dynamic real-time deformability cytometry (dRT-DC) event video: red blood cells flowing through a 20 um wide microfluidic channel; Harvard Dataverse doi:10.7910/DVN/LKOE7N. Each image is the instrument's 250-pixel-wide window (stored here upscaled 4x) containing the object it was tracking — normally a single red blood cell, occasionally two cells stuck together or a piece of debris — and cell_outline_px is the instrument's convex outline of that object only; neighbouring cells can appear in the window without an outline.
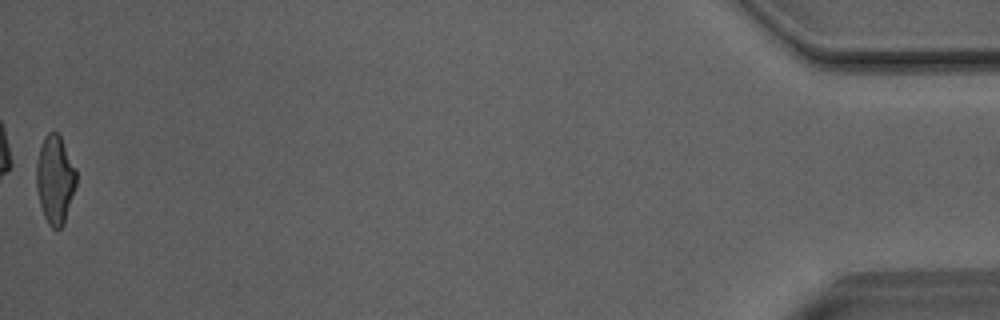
{"species": "Egyptian fruit bat (a non-hibernating species)", "species_latin": "Rousettus aegyptiacus", "temperature_condition": "room temperature", "stored_images_in_passage": 45, "camera_frame_rate_fps": 3000, "um_per_image_px": 0.085, "animal": {"sex": "male"}, "frame": {"image": 1, "passage_image": 45, "time_ms": 14.667, "image_size_px": [1000, 320], "cell_outline_px": [[76, 184], [64, 224], [60, 228], [52, 228], [48, 224], [44, 216], [40, 204], [36, 188], [36, 164], [40, 148], [44, 136], [48, 132], [56, 132], [60, 136], [76, 168]], "centroid_in_image_um": [4.67, 15.26], "position_along_channel_um": 430.5, "area_um2": 20.46}, "authors_computed_cell_mechanics": {"area_um2": 21.675, "velocity_mm_per_s": 4.0718, "shape_relaxation_time_tau1_ms": 5.0719, "shape_relaxation_time_tau2_ms": 2.308, "deformation_change_tau1": 0.1726, "deformation_change_tau2": 0.0987}}